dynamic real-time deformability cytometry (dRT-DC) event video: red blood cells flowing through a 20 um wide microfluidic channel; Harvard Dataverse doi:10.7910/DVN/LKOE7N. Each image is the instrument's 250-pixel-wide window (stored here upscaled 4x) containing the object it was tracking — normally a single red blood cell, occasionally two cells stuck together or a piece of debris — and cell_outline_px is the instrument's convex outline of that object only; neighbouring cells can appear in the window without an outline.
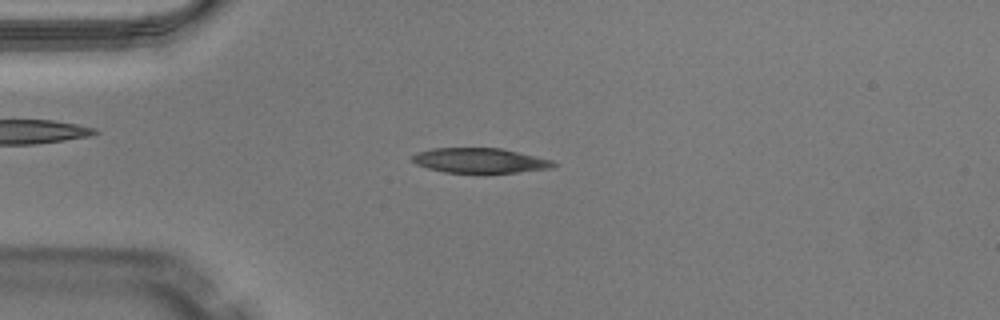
{"species": "Egyptian fruit bat (a non-hibernating species)", "species_latin": "Rousettus aegyptiacus", "temperature_condition": "warm", "stored_images_in_passage": 48, "camera_frame_rate_fps": 3000, "um_per_image_px": 0.085, "animal": {"sex": "male"}, "frame": {"image": 1, "passage_image": 11, "time_ms": 3.333, "image_size_px": [1000, 320], "cell_outline_px": [[556, 164], [552, 168], [484, 176], [444, 172], [428, 168], [416, 164], [412, 160], [412, 156], [416, 152], [432, 148], [500, 148], [552, 160]], "centroid_in_image_um": [40.77, 13.69], "position_along_channel_um": 44.2, "area_um2": 21.27}}
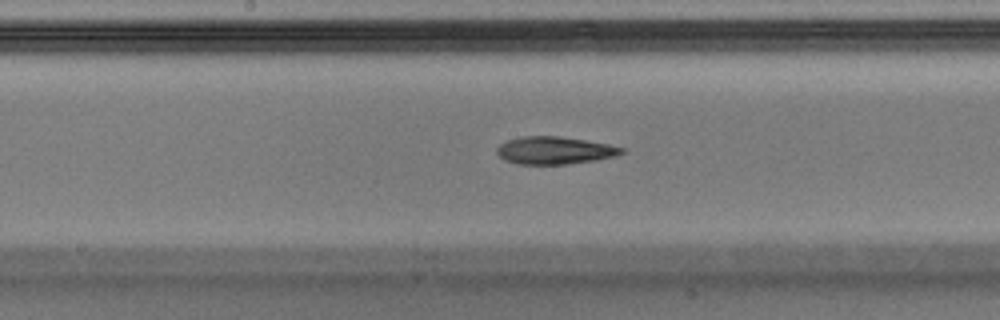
{"frame": {"image": 2, "passage_image": 24, "time_ms": 7.667, "image_size_px": [1000, 320], "cell_outline_px": [[628, 152], [616, 156], [596, 160], [568, 164], [516, 164], [504, 160], [496, 152], [496, 148], [500, 144], [508, 140], [524, 136], [560, 136], [608, 144], [628, 148]], "centroid_in_image_um": [47.2, 12.79], "position_along_channel_um": 201.0, "area_um2": 20.23}}
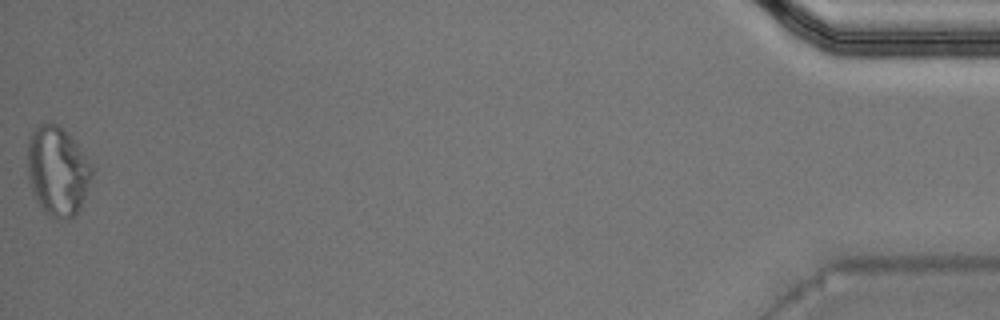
{"frame": {"image": 3, "passage_image": 48, "time_ms": 15.667, "image_size_px": [1000, 320], "cell_outline_px": [[92, 176], [80, 208], [76, 216], [52, 216], [44, 212], [36, 200], [32, 192], [28, 180], [28, 144], [32, 132], [36, 124], [56, 124], [76, 144], [92, 164]], "centroid_in_image_um": [4.87, 14.54], "position_along_channel_um": 430.3, "area_um2": 32.77}, "authors_computed_cell_mechanics": {"area_um2": 21.675, "velocity_mm_per_s": 4.0592, "shape_relaxation_time_tau1_ms": null, "shape_relaxation_time_tau2_ms": 8.879, "deformation_change_tau1": null, "deformation_change_tau2": 0.2313}}